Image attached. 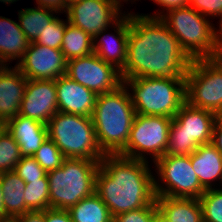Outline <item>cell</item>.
I'll use <instances>...</instances> for the list:
<instances>
[{
	"instance_id": "obj_1",
	"label": "cell",
	"mask_w": 222,
	"mask_h": 222,
	"mask_svg": "<svg viewBox=\"0 0 222 222\" xmlns=\"http://www.w3.org/2000/svg\"><path fill=\"white\" fill-rule=\"evenodd\" d=\"M192 59L161 18L130 10L127 56L122 79L185 77Z\"/></svg>"
},
{
	"instance_id": "obj_2",
	"label": "cell",
	"mask_w": 222,
	"mask_h": 222,
	"mask_svg": "<svg viewBox=\"0 0 222 222\" xmlns=\"http://www.w3.org/2000/svg\"><path fill=\"white\" fill-rule=\"evenodd\" d=\"M152 163L119 154H105L95 177V193L112 217L156 201Z\"/></svg>"
},
{
	"instance_id": "obj_3",
	"label": "cell",
	"mask_w": 222,
	"mask_h": 222,
	"mask_svg": "<svg viewBox=\"0 0 222 222\" xmlns=\"http://www.w3.org/2000/svg\"><path fill=\"white\" fill-rule=\"evenodd\" d=\"M135 114L124 84L97 96L92 121L99 148L105 154H118L126 146Z\"/></svg>"
},
{
	"instance_id": "obj_4",
	"label": "cell",
	"mask_w": 222,
	"mask_h": 222,
	"mask_svg": "<svg viewBox=\"0 0 222 222\" xmlns=\"http://www.w3.org/2000/svg\"><path fill=\"white\" fill-rule=\"evenodd\" d=\"M135 113L174 118L186 101L185 77H137L122 79Z\"/></svg>"
},
{
	"instance_id": "obj_5",
	"label": "cell",
	"mask_w": 222,
	"mask_h": 222,
	"mask_svg": "<svg viewBox=\"0 0 222 222\" xmlns=\"http://www.w3.org/2000/svg\"><path fill=\"white\" fill-rule=\"evenodd\" d=\"M100 160L65 158L62 166L47 173L49 208L69 210L95 192Z\"/></svg>"
},
{
	"instance_id": "obj_6",
	"label": "cell",
	"mask_w": 222,
	"mask_h": 222,
	"mask_svg": "<svg viewBox=\"0 0 222 222\" xmlns=\"http://www.w3.org/2000/svg\"><path fill=\"white\" fill-rule=\"evenodd\" d=\"M161 19L192 60L219 57L216 24L210 18L188 6L172 9Z\"/></svg>"
},
{
	"instance_id": "obj_7",
	"label": "cell",
	"mask_w": 222,
	"mask_h": 222,
	"mask_svg": "<svg viewBox=\"0 0 222 222\" xmlns=\"http://www.w3.org/2000/svg\"><path fill=\"white\" fill-rule=\"evenodd\" d=\"M47 129L48 137L65 158L101 160L105 156L99 148L92 117L58 111Z\"/></svg>"
},
{
	"instance_id": "obj_8",
	"label": "cell",
	"mask_w": 222,
	"mask_h": 222,
	"mask_svg": "<svg viewBox=\"0 0 222 222\" xmlns=\"http://www.w3.org/2000/svg\"><path fill=\"white\" fill-rule=\"evenodd\" d=\"M218 116L184 102L169 128L167 155L190 156L200 145L211 143Z\"/></svg>"
},
{
	"instance_id": "obj_9",
	"label": "cell",
	"mask_w": 222,
	"mask_h": 222,
	"mask_svg": "<svg viewBox=\"0 0 222 222\" xmlns=\"http://www.w3.org/2000/svg\"><path fill=\"white\" fill-rule=\"evenodd\" d=\"M186 102L222 116V59H195L185 76Z\"/></svg>"
},
{
	"instance_id": "obj_10",
	"label": "cell",
	"mask_w": 222,
	"mask_h": 222,
	"mask_svg": "<svg viewBox=\"0 0 222 222\" xmlns=\"http://www.w3.org/2000/svg\"><path fill=\"white\" fill-rule=\"evenodd\" d=\"M156 197L199 199L206 191L191 165V155H163L153 164Z\"/></svg>"
},
{
	"instance_id": "obj_11",
	"label": "cell",
	"mask_w": 222,
	"mask_h": 222,
	"mask_svg": "<svg viewBox=\"0 0 222 222\" xmlns=\"http://www.w3.org/2000/svg\"><path fill=\"white\" fill-rule=\"evenodd\" d=\"M171 117L135 114L126 146L121 156L154 163L166 154Z\"/></svg>"
},
{
	"instance_id": "obj_12",
	"label": "cell",
	"mask_w": 222,
	"mask_h": 222,
	"mask_svg": "<svg viewBox=\"0 0 222 222\" xmlns=\"http://www.w3.org/2000/svg\"><path fill=\"white\" fill-rule=\"evenodd\" d=\"M124 0H79L68 4V22L85 31L92 39L116 23L128 10ZM123 10V11H122Z\"/></svg>"
},
{
	"instance_id": "obj_13",
	"label": "cell",
	"mask_w": 222,
	"mask_h": 222,
	"mask_svg": "<svg viewBox=\"0 0 222 222\" xmlns=\"http://www.w3.org/2000/svg\"><path fill=\"white\" fill-rule=\"evenodd\" d=\"M66 75L97 95L112 92L123 84L120 70L94 52L68 60Z\"/></svg>"
},
{
	"instance_id": "obj_14",
	"label": "cell",
	"mask_w": 222,
	"mask_h": 222,
	"mask_svg": "<svg viewBox=\"0 0 222 222\" xmlns=\"http://www.w3.org/2000/svg\"><path fill=\"white\" fill-rule=\"evenodd\" d=\"M15 66L27 79L55 80L66 74L67 60L59 49L30 42Z\"/></svg>"
},
{
	"instance_id": "obj_15",
	"label": "cell",
	"mask_w": 222,
	"mask_h": 222,
	"mask_svg": "<svg viewBox=\"0 0 222 222\" xmlns=\"http://www.w3.org/2000/svg\"><path fill=\"white\" fill-rule=\"evenodd\" d=\"M58 112L55 80L27 79L19 115L46 124Z\"/></svg>"
},
{
	"instance_id": "obj_16",
	"label": "cell",
	"mask_w": 222,
	"mask_h": 222,
	"mask_svg": "<svg viewBox=\"0 0 222 222\" xmlns=\"http://www.w3.org/2000/svg\"><path fill=\"white\" fill-rule=\"evenodd\" d=\"M128 11L116 23L103 29L93 39L94 53L104 62L114 65L120 71L125 66L127 56L130 28V11Z\"/></svg>"
},
{
	"instance_id": "obj_17",
	"label": "cell",
	"mask_w": 222,
	"mask_h": 222,
	"mask_svg": "<svg viewBox=\"0 0 222 222\" xmlns=\"http://www.w3.org/2000/svg\"><path fill=\"white\" fill-rule=\"evenodd\" d=\"M58 111L92 117L97 94L66 74L55 79Z\"/></svg>"
},
{
	"instance_id": "obj_18",
	"label": "cell",
	"mask_w": 222,
	"mask_h": 222,
	"mask_svg": "<svg viewBox=\"0 0 222 222\" xmlns=\"http://www.w3.org/2000/svg\"><path fill=\"white\" fill-rule=\"evenodd\" d=\"M27 78L14 65L0 68V125L19 115Z\"/></svg>"
},
{
	"instance_id": "obj_19",
	"label": "cell",
	"mask_w": 222,
	"mask_h": 222,
	"mask_svg": "<svg viewBox=\"0 0 222 222\" xmlns=\"http://www.w3.org/2000/svg\"><path fill=\"white\" fill-rule=\"evenodd\" d=\"M3 126L16 140L22 157L33 156L48 138L46 124L22 115L9 119Z\"/></svg>"
},
{
	"instance_id": "obj_20",
	"label": "cell",
	"mask_w": 222,
	"mask_h": 222,
	"mask_svg": "<svg viewBox=\"0 0 222 222\" xmlns=\"http://www.w3.org/2000/svg\"><path fill=\"white\" fill-rule=\"evenodd\" d=\"M191 165L205 190L217 188L222 174V155L212 143L200 145L191 154Z\"/></svg>"
},
{
	"instance_id": "obj_21",
	"label": "cell",
	"mask_w": 222,
	"mask_h": 222,
	"mask_svg": "<svg viewBox=\"0 0 222 222\" xmlns=\"http://www.w3.org/2000/svg\"><path fill=\"white\" fill-rule=\"evenodd\" d=\"M29 44L30 41L16 20L0 16V62L3 65L10 66L14 61L17 65Z\"/></svg>"
},
{
	"instance_id": "obj_22",
	"label": "cell",
	"mask_w": 222,
	"mask_h": 222,
	"mask_svg": "<svg viewBox=\"0 0 222 222\" xmlns=\"http://www.w3.org/2000/svg\"><path fill=\"white\" fill-rule=\"evenodd\" d=\"M158 210L170 222H203L202 208L197 198L156 197Z\"/></svg>"
},
{
	"instance_id": "obj_23",
	"label": "cell",
	"mask_w": 222,
	"mask_h": 222,
	"mask_svg": "<svg viewBox=\"0 0 222 222\" xmlns=\"http://www.w3.org/2000/svg\"><path fill=\"white\" fill-rule=\"evenodd\" d=\"M4 214L12 218L29 212L24 201L26 183L13 171L0 173Z\"/></svg>"
},
{
	"instance_id": "obj_24",
	"label": "cell",
	"mask_w": 222,
	"mask_h": 222,
	"mask_svg": "<svg viewBox=\"0 0 222 222\" xmlns=\"http://www.w3.org/2000/svg\"><path fill=\"white\" fill-rule=\"evenodd\" d=\"M18 23L26 38L34 42L38 36L50 25V22L57 16L56 11L37 7H26L18 10Z\"/></svg>"
},
{
	"instance_id": "obj_25",
	"label": "cell",
	"mask_w": 222,
	"mask_h": 222,
	"mask_svg": "<svg viewBox=\"0 0 222 222\" xmlns=\"http://www.w3.org/2000/svg\"><path fill=\"white\" fill-rule=\"evenodd\" d=\"M72 222H113L107 205L94 192L71 207Z\"/></svg>"
},
{
	"instance_id": "obj_26",
	"label": "cell",
	"mask_w": 222,
	"mask_h": 222,
	"mask_svg": "<svg viewBox=\"0 0 222 222\" xmlns=\"http://www.w3.org/2000/svg\"><path fill=\"white\" fill-rule=\"evenodd\" d=\"M61 51L67 61L90 55L94 52L93 39L81 28L68 23L61 44Z\"/></svg>"
},
{
	"instance_id": "obj_27",
	"label": "cell",
	"mask_w": 222,
	"mask_h": 222,
	"mask_svg": "<svg viewBox=\"0 0 222 222\" xmlns=\"http://www.w3.org/2000/svg\"><path fill=\"white\" fill-rule=\"evenodd\" d=\"M24 201L29 211L49 209V181L47 174L40 180L26 183Z\"/></svg>"
},
{
	"instance_id": "obj_28",
	"label": "cell",
	"mask_w": 222,
	"mask_h": 222,
	"mask_svg": "<svg viewBox=\"0 0 222 222\" xmlns=\"http://www.w3.org/2000/svg\"><path fill=\"white\" fill-rule=\"evenodd\" d=\"M21 157L16 140L0 125V173L13 171Z\"/></svg>"
},
{
	"instance_id": "obj_29",
	"label": "cell",
	"mask_w": 222,
	"mask_h": 222,
	"mask_svg": "<svg viewBox=\"0 0 222 222\" xmlns=\"http://www.w3.org/2000/svg\"><path fill=\"white\" fill-rule=\"evenodd\" d=\"M203 222H222V191L208 189L199 198Z\"/></svg>"
},
{
	"instance_id": "obj_30",
	"label": "cell",
	"mask_w": 222,
	"mask_h": 222,
	"mask_svg": "<svg viewBox=\"0 0 222 222\" xmlns=\"http://www.w3.org/2000/svg\"><path fill=\"white\" fill-rule=\"evenodd\" d=\"M33 157L47 173L61 167L65 159L63 153L49 137L43 142Z\"/></svg>"
},
{
	"instance_id": "obj_31",
	"label": "cell",
	"mask_w": 222,
	"mask_h": 222,
	"mask_svg": "<svg viewBox=\"0 0 222 222\" xmlns=\"http://www.w3.org/2000/svg\"><path fill=\"white\" fill-rule=\"evenodd\" d=\"M58 14L51 22L48 27L41 33L34 43L46 46L49 48L61 50V44L65 32L66 25L69 23L68 19H62Z\"/></svg>"
},
{
	"instance_id": "obj_32",
	"label": "cell",
	"mask_w": 222,
	"mask_h": 222,
	"mask_svg": "<svg viewBox=\"0 0 222 222\" xmlns=\"http://www.w3.org/2000/svg\"><path fill=\"white\" fill-rule=\"evenodd\" d=\"M14 171L25 183L40 180L47 174L33 156L21 157V160L16 164Z\"/></svg>"
},
{
	"instance_id": "obj_33",
	"label": "cell",
	"mask_w": 222,
	"mask_h": 222,
	"mask_svg": "<svg viewBox=\"0 0 222 222\" xmlns=\"http://www.w3.org/2000/svg\"><path fill=\"white\" fill-rule=\"evenodd\" d=\"M158 209L156 201L143 208L121 213L113 217V222H153L155 211Z\"/></svg>"
},
{
	"instance_id": "obj_34",
	"label": "cell",
	"mask_w": 222,
	"mask_h": 222,
	"mask_svg": "<svg viewBox=\"0 0 222 222\" xmlns=\"http://www.w3.org/2000/svg\"><path fill=\"white\" fill-rule=\"evenodd\" d=\"M189 6L213 22L222 17V0H189Z\"/></svg>"
},
{
	"instance_id": "obj_35",
	"label": "cell",
	"mask_w": 222,
	"mask_h": 222,
	"mask_svg": "<svg viewBox=\"0 0 222 222\" xmlns=\"http://www.w3.org/2000/svg\"><path fill=\"white\" fill-rule=\"evenodd\" d=\"M141 0H138V2ZM150 1V0H149ZM155 5L159 6L156 12L141 13L142 15L161 18L164 14L172 9L186 8L189 6V0H151Z\"/></svg>"
},
{
	"instance_id": "obj_36",
	"label": "cell",
	"mask_w": 222,
	"mask_h": 222,
	"mask_svg": "<svg viewBox=\"0 0 222 222\" xmlns=\"http://www.w3.org/2000/svg\"><path fill=\"white\" fill-rule=\"evenodd\" d=\"M45 222H72L71 215L68 210L46 209Z\"/></svg>"
},
{
	"instance_id": "obj_37",
	"label": "cell",
	"mask_w": 222,
	"mask_h": 222,
	"mask_svg": "<svg viewBox=\"0 0 222 222\" xmlns=\"http://www.w3.org/2000/svg\"><path fill=\"white\" fill-rule=\"evenodd\" d=\"M37 7H43L56 11L59 14L65 15L68 5L65 0H35Z\"/></svg>"
},
{
	"instance_id": "obj_38",
	"label": "cell",
	"mask_w": 222,
	"mask_h": 222,
	"mask_svg": "<svg viewBox=\"0 0 222 222\" xmlns=\"http://www.w3.org/2000/svg\"><path fill=\"white\" fill-rule=\"evenodd\" d=\"M9 222H45V210L29 211L12 218Z\"/></svg>"
},
{
	"instance_id": "obj_39",
	"label": "cell",
	"mask_w": 222,
	"mask_h": 222,
	"mask_svg": "<svg viewBox=\"0 0 222 222\" xmlns=\"http://www.w3.org/2000/svg\"><path fill=\"white\" fill-rule=\"evenodd\" d=\"M211 143L222 155V116H218L214 123Z\"/></svg>"
},
{
	"instance_id": "obj_40",
	"label": "cell",
	"mask_w": 222,
	"mask_h": 222,
	"mask_svg": "<svg viewBox=\"0 0 222 222\" xmlns=\"http://www.w3.org/2000/svg\"><path fill=\"white\" fill-rule=\"evenodd\" d=\"M9 218L4 214L3 209V191L1 186V180H0V222H9Z\"/></svg>"
},
{
	"instance_id": "obj_41",
	"label": "cell",
	"mask_w": 222,
	"mask_h": 222,
	"mask_svg": "<svg viewBox=\"0 0 222 222\" xmlns=\"http://www.w3.org/2000/svg\"><path fill=\"white\" fill-rule=\"evenodd\" d=\"M216 25V35H217V41L219 44V47H222V17L220 20L217 21V23L215 22Z\"/></svg>"
},
{
	"instance_id": "obj_42",
	"label": "cell",
	"mask_w": 222,
	"mask_h": 222,
	"mask_svg": "<svg viewBox=\"0 0 222 222\" xmlns=\"http://www.w3.org/2000/svg\"><path fill=\"white\" fill-rule=\"evenodd\" d=\"M153 222H170L158 209L155 211Z\"/></svg>"
},
{
	"instance_id": "obj_43",
	"label": "cell",
	"mask_w": 222,
	"mask_h": 222,
	"mask_svg": "<svg viewBox=\"0 0 222 222\" xmlns=\"http://www.w3.org/2000/svg\"><path fill=\"white\" fill-rule=\"evenodd\" d=\"M19 0H0V3H3V4H7V6H10L12 4H16V2H18ZM21 1V0H20Z\"/></svg>"
},
{
	"instance_id": "obj_44",
	"label": "cell",
	"mask_w": 222,
	"mask_h": 222,
	"mask_svg": "<svg viewBox=\"0 0 222 222\" xmlns=\"http://www.w3.org/2000/svg\"><path fill=\"white\" fill-rule=\"evenodd\" d=\"M216 189L222 191V174L220 176V179H219V182L217 184V188Z\"/></svg>"
},
{
	"instance_id": "obj_45",
	"label": "cell",
	"mask_w": 222,
	"mask_h": 222,
	"mask_svg": "<svg viewBox=\"0 0 222 222\" xmlns=\"http://www.w3.org/2000/svg\"><path fill=\"white\" fill-rule=\"evenodd\" d=\"M76 1H79V0H65V2L68 4H70L71 2H76Z\"/></svg>"
},
{
	"instance_id": "obj_46",
	"label": "cell",
	"mask_w": 222,
	"mask_h": 222,
	"mask_svg": "<svg viewBox=\"0 0 222 222\" xmlns=\"http://www.w3.org/2000/svg\"><path fill=\"white\" fill-rule=\"evenodd\" d=\"M219 57L222 59V47L220 48V54Z\"/></svg>"
}]
</instances>
